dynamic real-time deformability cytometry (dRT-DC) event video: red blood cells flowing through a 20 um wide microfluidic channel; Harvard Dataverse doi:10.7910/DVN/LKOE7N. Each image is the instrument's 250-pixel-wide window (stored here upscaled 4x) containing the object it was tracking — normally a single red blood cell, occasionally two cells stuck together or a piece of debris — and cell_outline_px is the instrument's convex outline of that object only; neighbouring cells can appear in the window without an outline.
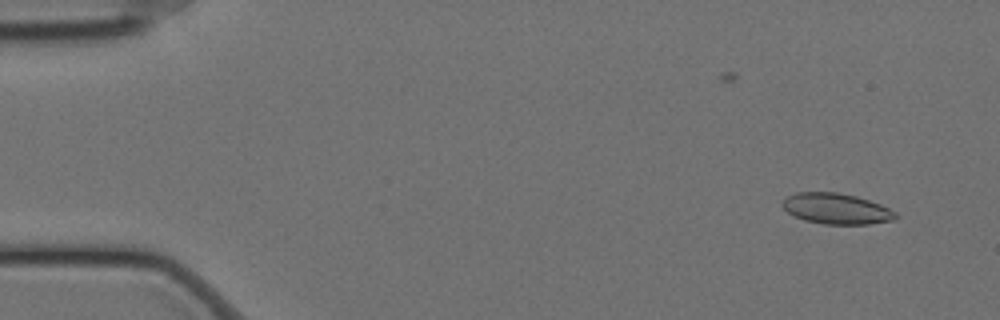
{"species": "Egyptian fruit bat (a non-hibernating species)", "species_latin": "Rousettus aegyptiacus", "temperature_condition": "cold", "stored_images_in_passage": 58, "camera_frame_rate_fps": 3000, "um_per_image_px": 0.085, "animal": {"sex": "female"}, "frame": {"image": 1, "passage_image": 3, "time_ms": 0.667, "image_size_px": [1000, 320], "cell_outline_px": [[896, 220], [868, 224], [824, 224], [804, 220], [788, 212], [780, 204], [788, 196], [796, 192], [836, 192], [856, 196], [880, 204], [896, 212]], "centroid_in_image_um": [71.09, 17.74], "position_along_channel_um": 13.9, "area_um2": 20.17}}
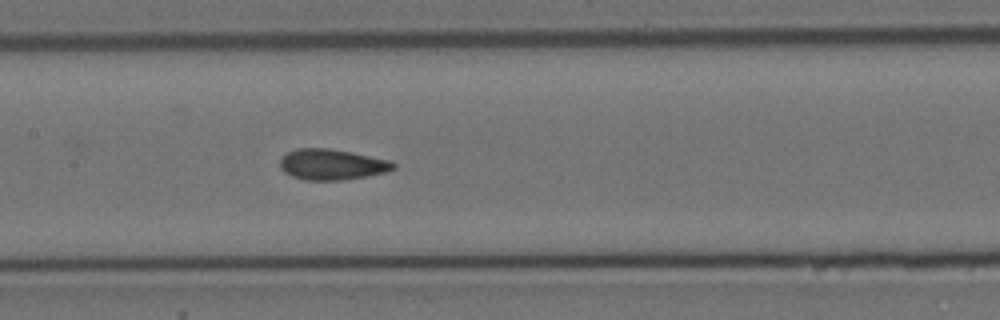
{"frame": {"image": 2, "passage_image": 27, "time_ms": 8.667, "image_size_px": [1000, 320], "cell_outline_px": [[396, 168], [388, 172], [344, 180], [304, 180], [292, 176], [284, 172], [280, 168], [280, 160], [288, 152], [296, 148], [328, 148], [352, 152], [392, 160], [396, 164]], "centroid_in_image_um": [28.25, 13.98], "position_along_channel_um": 179.1, "area_um2": 20.52}}
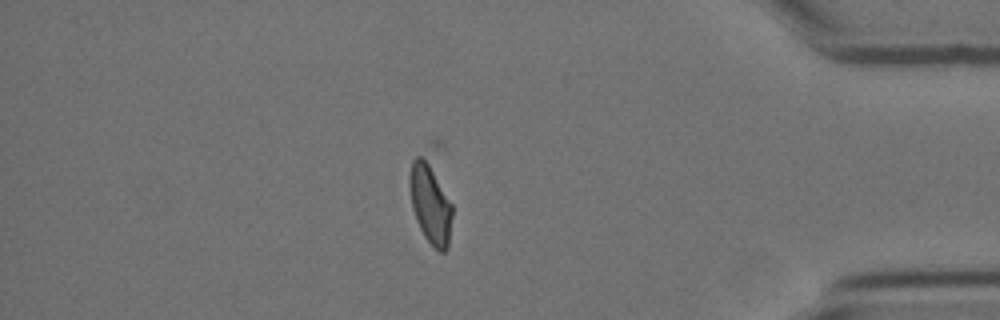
{"frame": {"image": 3, "passage_image": 49, "time_ms": 16.0, "image_size_px": [1000, 320], "cell_outline_px": [[452, 216], [448, 248], [444, 252], [440, 252], [424, 236], [416, 220], [412, 208], [408, 184], [408, 176], [412, 160], [416, 156], [424, 152], [452, 204]], "centroid_in_image_um": [36.55, 17.25], "position_along_channel_um": 398.7, "area_um2": 20.11}, "authors_computed_cell_mechanics": {"area_um2": 20.23, "velocity_mm_per_s": 3.4749, "shape_relaxation_time_tau1_ms": null, "shape_relaxation_time_tau2_ms": 1.2927, "deformation_change_tau1": null, "deformation_change_tau2": 0.0686}}